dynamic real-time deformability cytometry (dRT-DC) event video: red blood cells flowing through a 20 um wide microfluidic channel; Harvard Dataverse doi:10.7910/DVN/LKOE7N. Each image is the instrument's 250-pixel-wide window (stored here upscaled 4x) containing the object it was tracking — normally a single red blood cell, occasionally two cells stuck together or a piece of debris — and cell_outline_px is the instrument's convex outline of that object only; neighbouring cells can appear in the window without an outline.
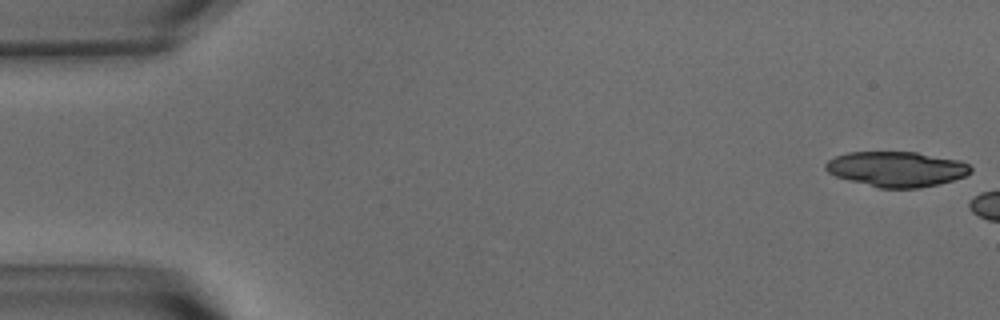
{"species": "common noctule bat (a hibernating species)", "species_latin": "Nyctalus noctula", "temperature_condition": "warm", "stored_images_in_passage": 6, "camera_frame_rate_fps": 3000, "um_per_image_px": 0.085, "animal": {"sex": "male", "body_mass_g": 15.6}, "frame": {"image": 1, "passage_image": 1, "time_ms": 0.0, "image_size_px": [1000, 320], "cell_outline_px": [[972, 172], [964, 176], [940, 184], [920, 188], [880, 188], [836, 176], [828, 172], [824, 168], [824, 164], [828, 160], [836, 156], [848, 152], [916, 152], [960, 160], [968, 164], [972, 168]], "centroid_in_image_um": [76.22, 14.37], "position_along_channel_um": 8.8, "area_um2": 29.71}}